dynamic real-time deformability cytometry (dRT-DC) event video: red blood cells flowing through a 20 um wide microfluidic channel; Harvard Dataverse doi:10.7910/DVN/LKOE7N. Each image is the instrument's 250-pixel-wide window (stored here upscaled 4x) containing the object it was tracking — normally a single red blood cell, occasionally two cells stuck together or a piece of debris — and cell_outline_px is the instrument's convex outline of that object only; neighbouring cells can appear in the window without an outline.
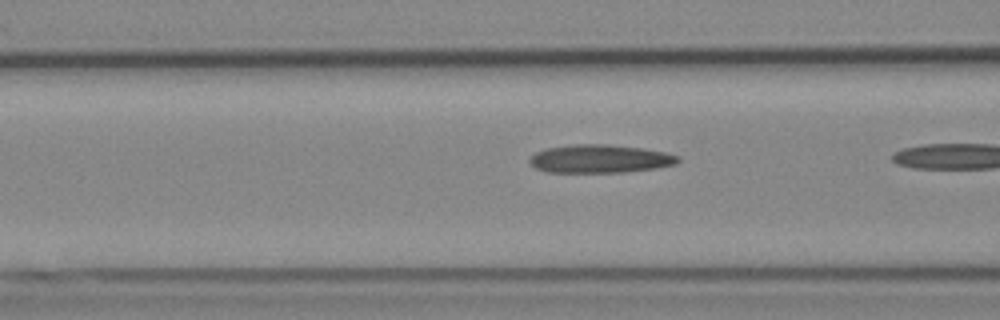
{"species": "Egyptian fruit bat (a non-hibernating species)", "species_latin": "Rousettus aegyptiacus", "temperature_condition": "cold", "stored_images_in_passage": 19, "camera_frame_rate_fps": 3000, "um_per_image_px": 0.085, "animal": {"sex": "female"}, "frame": {"image": 1, "passage_image": 4, "time_ms": 1.0, "image_size_px": [1000, 320], "cell_outline_px": [[680, 160], [676, 164], [656, 168], [624, 172], [548, 172], [536, 168], [528, 160], [536, 152], [544, 148], [576, 144], [608, 144], [644, 148], [664, 152], [680, 156]], "centroid_in_image_um": [51.02, 13.49], "position_along_channel_um": 115.6, "area_um2": 24.45}}
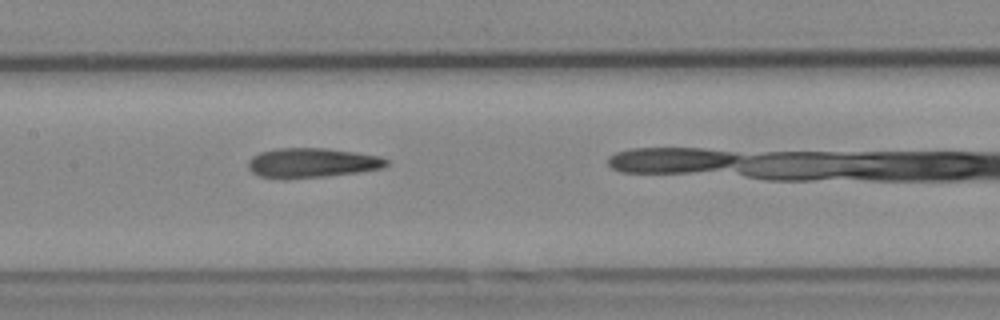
{"frame": {"image": 2, "passage_image": 9, "time_ms": 2.667, "image_size_px": [1000, 320], "cell_outline_px": [[388, 164], [380, 168], [356, 172], [324, 176], [284, 180], [280, 180], [260, 176], [252, 172], [248, 168], [248, 160], [252, 156], [260, 152], [276, 148], [324, 148], [356, 152], [380, 156], [388, 160]], "centroid_in_image_um": [26.45, 13.84], "position_along_channel_um": 181.0, "area_um2": 23.99}}